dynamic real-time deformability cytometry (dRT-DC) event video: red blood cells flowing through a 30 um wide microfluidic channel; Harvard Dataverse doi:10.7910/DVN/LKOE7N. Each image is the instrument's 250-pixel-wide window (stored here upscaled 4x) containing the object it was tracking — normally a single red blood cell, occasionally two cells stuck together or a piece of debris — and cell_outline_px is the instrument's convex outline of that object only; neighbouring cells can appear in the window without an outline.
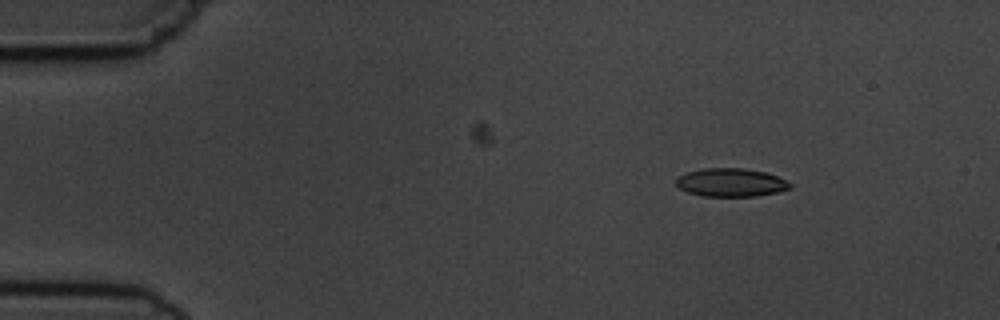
{"species": "common noctule bat (a hibernating species)", "species_latin": "Nyctalus noctula", "temperature_condition": "cold", "stored_images_in_passage": 4, "segment_of_instrument_passage": [1, 2], "camera_frame_rate_fps": 3000, "um_per_image_px": 0.085, "animal": {"sex": "male", "body_mass_g": 19.5, "forearm_length_mm": 54.6}, "frame": {"image": 1, "passage_image": 1, "time_ms": 0.0, "image_size_px": [1000, 320], "cell_outline_px": [[792, 188], [776, 192], [756, 196], [704, 196], [688, 192], [680, 188], [676, 184], [676, 180], [680, 176], [688, 172], [704, 168], [744, 168], [764, 172], [776, 176], [792, 184]], "centroid_in_image_um": [62.13, 15.51], "position_along_channel_um": 22.9, "area_um2": 18.55}}